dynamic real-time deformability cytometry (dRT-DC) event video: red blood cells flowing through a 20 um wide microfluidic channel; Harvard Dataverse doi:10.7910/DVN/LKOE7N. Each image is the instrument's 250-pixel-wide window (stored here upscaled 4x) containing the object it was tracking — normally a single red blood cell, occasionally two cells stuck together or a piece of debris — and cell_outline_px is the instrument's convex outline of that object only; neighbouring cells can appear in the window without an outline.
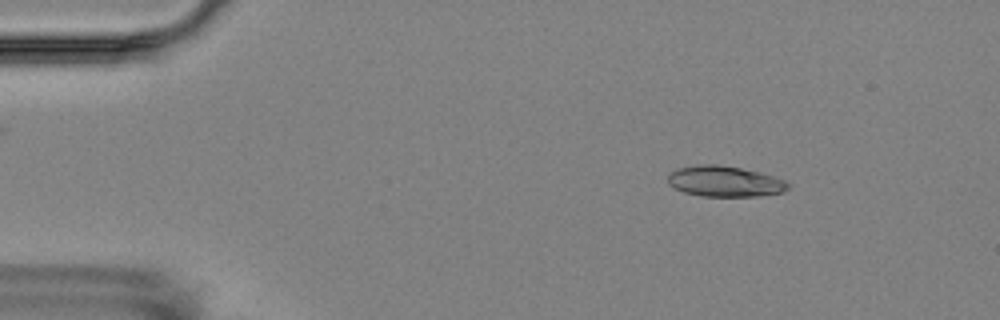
{"species": "Egyptian fruit bat (a non-hibernating species)", "species_latin": "Rousettus aegyptiacus", "temperature_condition": "room temperature", "stored_images_in_passage": 4, "camera_frame_rate_fps": 3000, "um_per_image_px": 0.085, "animal": {"sex": "female"}, "frame": {"image": 1, "passage_image": 2, "time_ms": 1.0, "image_size_px": [1000, 320], "cell_outline_px": [[792, 184], [784, 192], [756, 196], [700, 196], [684, 192], [668, 184], [668, 176], [676, 168], [700, 164], [716, 164], [740, 168], [760, 172], [784, 180]], "centroid_in_image_um": [61.61, 15.41], "position_along_channel_um": 23.4, "area_um2": 21.5}}